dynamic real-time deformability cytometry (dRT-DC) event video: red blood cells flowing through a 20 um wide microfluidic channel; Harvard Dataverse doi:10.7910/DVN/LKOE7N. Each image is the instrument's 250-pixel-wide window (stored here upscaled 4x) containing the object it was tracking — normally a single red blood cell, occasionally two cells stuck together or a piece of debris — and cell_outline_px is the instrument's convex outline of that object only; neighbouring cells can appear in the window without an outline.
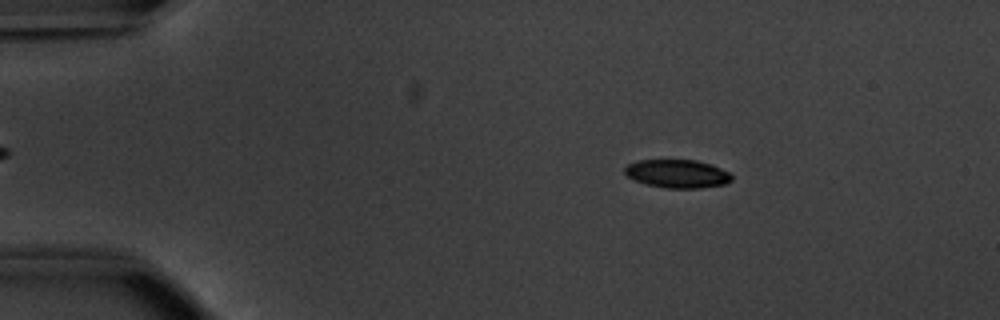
{"species": "common noctule bat (a hibernating species)", "species_latin": "Nyctalus noctula", "temperature_condition": "warm", "stored_images_in_passage": 53, "camera_frame_rate_fps": 3000, "um_per_image_px": 0.085, "animal": {"sex": "male", "body_mass_g": 20.1, "forearm_length_mm": 53.5}, "frame": {"image": 1, "passage_image": 9, "time_ms": 2.667, "image_size_px": [1000, 320], "cell_outline_px": [[732, 180], [724, 184], [700, 188], [668, 188], [648, 184], [636, 180], [628, 176], [624, 172], [624, 168], [628, 164], [636, 160], [696, 160], [720, 168], [728, 172], [732, 176]], "centroid_in_image_um": [57.56, 14.76], "position_along_channel_um": 27.4, "area_um2": 17.4}}
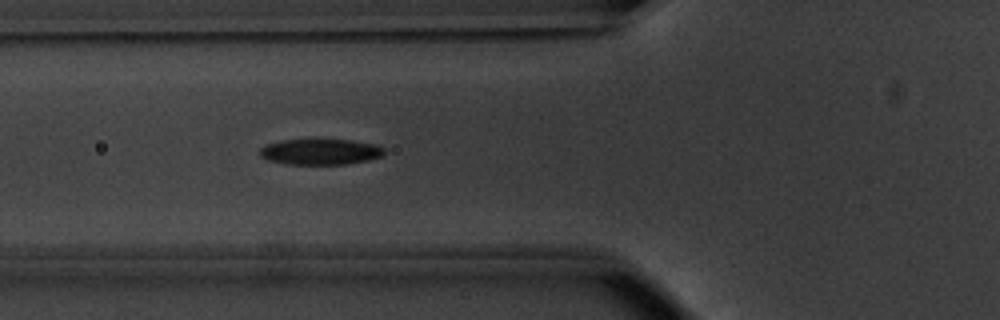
{"frame": {"image": 2, "passage_image": 20, "time_ms": 6.333, "image_size_px": [1000, 320], "cell_outline_px": [[384, 152], [380, 156], [368, 160], [344, 164], [288, 164], [268, 160], [260, 156], [260, 148], [264, 144], [280, 140], [316, 136], [352, 140], [376, 144], [384, 148]], "centroid_in_image_um": [27.18, 12.84], "position_along_channel_um": 98.6, "area_um2": 19.65}}
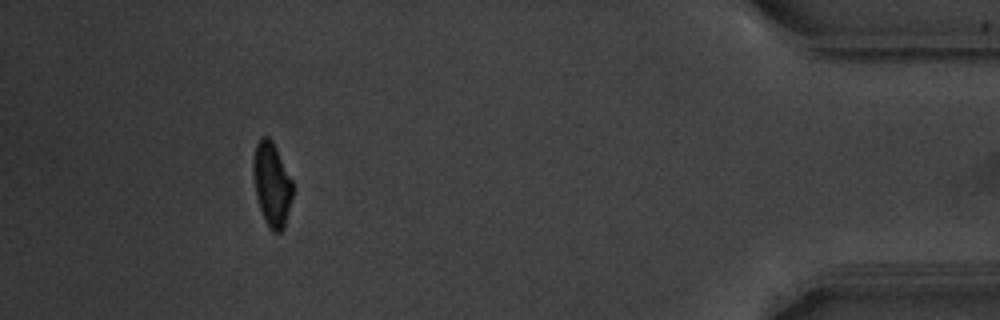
{"frame": {"image": 3, "passage_image": 49, "time_ms": 16.0, "image_size_px": [1000, 320], "cell_outline_px": [[292, 196], [284, 228], [280, 232], [272, 232], [264, 220], [256, 196], [252, 172], [252, 160], [256, 144], [260, 136], [268, 136], [272, 140], [292, 180]], "centroid_in_image_um": [23.08, 15.64], "position_along_channel_um": 412.1, "area_um2": 19.31}, "authors_computed_cell_mechanics": {"area_um2": 19.3052, "velocity_mm_per_s": 3.8072, "shape_relaxation_time_tau1_ms": 3.0738, "shape_relaxation_time_tau2_ms": 2.5873, "deformation_change_tau1": 0.1488, "deformation_change_tau2": 0.0726}}